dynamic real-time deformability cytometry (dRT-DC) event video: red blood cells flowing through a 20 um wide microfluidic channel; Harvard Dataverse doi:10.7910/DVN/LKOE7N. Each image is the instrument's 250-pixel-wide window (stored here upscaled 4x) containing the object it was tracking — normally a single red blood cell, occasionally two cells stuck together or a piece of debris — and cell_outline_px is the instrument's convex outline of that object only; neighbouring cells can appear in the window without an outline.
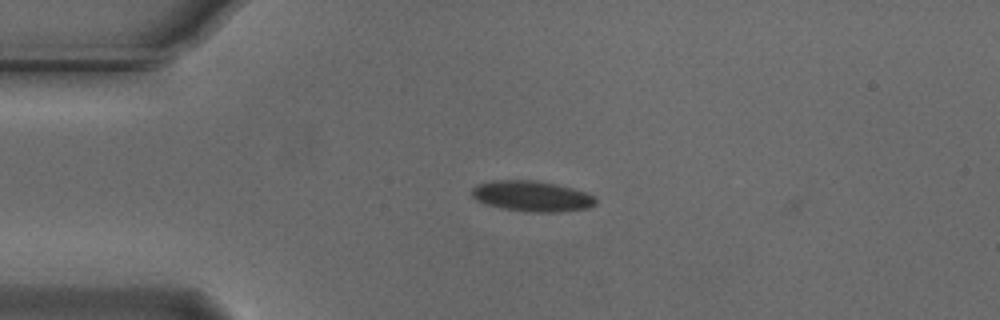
{"species": "Egyptian fruit bat (a non-hibernating species)", "species_latin": "Rousettus aegyptiacus", "temperature_condition": "cold", "stored_images_in_passage": 44, "camera_frame_rate_fps": 3000, "um_per_image_px": 0.085, "animal": {"sex": "male"}, "frame": {"image": 1, "passage_image": 2, "time_ms": 0.333, "image_size_px": [1000, 320], "cell_outline_px": [[596, 204], [588, 208], [560, 212], [528, 212], [500, 208], [484, 204], [476, 200], [472, 196], [472, 188], [476, 184], [492, 180], [536, 180], [556, 184], [572, 188], [596, 196]], "centroid_in_image_um": [45.19, 16.67], "position_along_channel_um": 39.8, "area_um2": 22.37}}
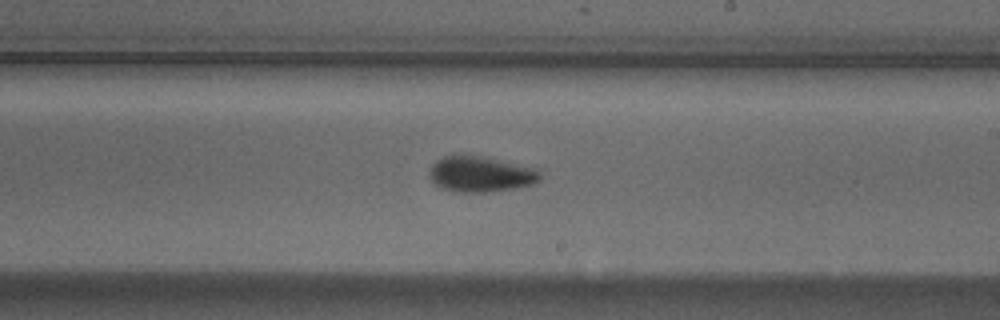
{"frame": {"image": 2, "passage_image": 21, "time_ms": 6.667, "image_size_px": [1000, 320], "cell_outline_px": [[540, 180], [532, 184], [516, 188], [484, 192], [460, 192], [440, 188], [428, 176], [428, 172], [432, 164], [436, 160], [444, 156], [480, 156], [500, 160], [536, 168], [540, 172]], "centroid_in_image_um": [40.83, 14.81], "position_along_channel_um": 248.2, "area_um2": 22.83}}
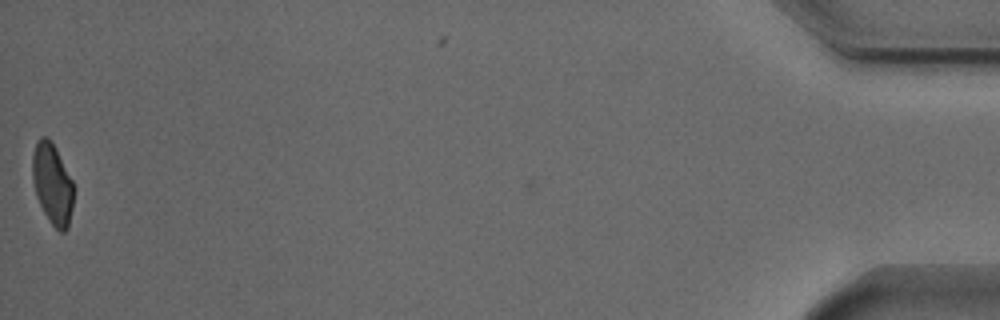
{"frame": {"image": 3, "passage_image": 44, "time_ms": 14.333, "image_size_px": [1000, 320], "cell_outline_px": [[72, 208], [68, 228], [64, 232], [60, 232], [52, 224], [44, 212], [36, 196], [32, 176], [32, 156], [36, 140], [40, 136], [44, 136], [52, 140], [72, 180]], "centroid_in_image_um": [4.43, 15.59], "position_along_channel_um": 430.8, "area_um2": 19.31}, "authors_computed_cell_mechanics": {"area_um2": 21.8195, "velocity_mm_per_s": 3.7232, "shape_relaxation_time_tau1_ms": 3.4467, "shape_relaxation_time_tau2_ms": null, "deformation_change_tau1": 0.1077, "deformation_change_tau2": null}}